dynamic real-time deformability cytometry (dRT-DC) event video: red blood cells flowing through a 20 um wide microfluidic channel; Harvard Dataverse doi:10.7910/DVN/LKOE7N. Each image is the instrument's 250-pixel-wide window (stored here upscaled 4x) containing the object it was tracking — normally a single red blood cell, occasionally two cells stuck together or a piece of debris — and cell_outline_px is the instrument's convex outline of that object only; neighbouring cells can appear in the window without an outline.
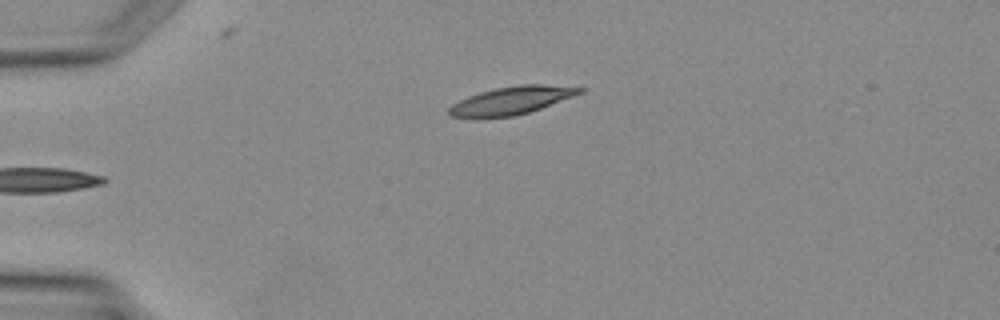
{"species": "Egyptian fruit bat (a non-hibernating species)", "species_latin": "Rousettus aegyptiacus", "temperature_condition": "warm", "stored_images_in_passage": 3, "camera_frame_rate_fps": 3000, "um_per_image_px": 0.085, "animal": {"sex": "female"}, "frame": {"image": 1, "passage_image": 3, "time_ms": 2.333, "image_size_px": [1000, 320], "cell_outline_px": [[584, 92], [540, 108], [528, 112], [512, 116], [476, 120], [452, 116], [448, 112], [448, 108], [452, 104], [468, 96], [480, 92], [496, 88], [520, 84], [544, 84], [584, 88]], "centroid_in_image_um": [43.4, 8.57], "position_along_channel_um": 41.6, "area_um2": 21.44}}